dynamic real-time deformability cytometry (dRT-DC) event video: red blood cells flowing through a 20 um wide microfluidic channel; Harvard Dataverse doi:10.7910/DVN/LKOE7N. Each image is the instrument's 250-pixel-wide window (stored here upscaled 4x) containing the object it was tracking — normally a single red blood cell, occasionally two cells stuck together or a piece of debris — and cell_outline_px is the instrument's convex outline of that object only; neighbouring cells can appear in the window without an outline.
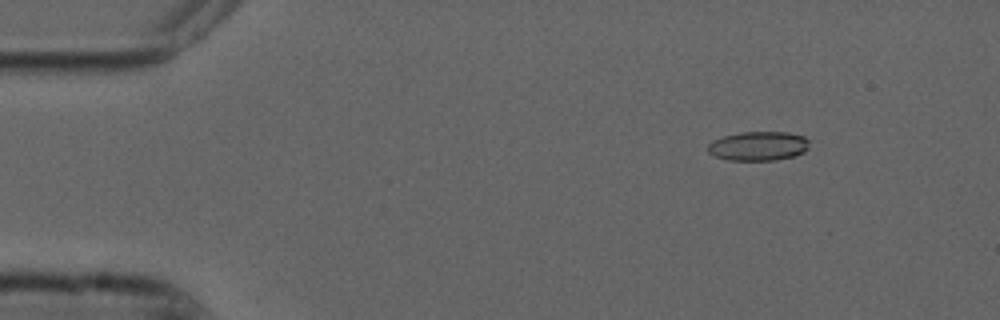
{"species": "common noctule bat (a hibernating species)", "species_latin": "Nyctalus noctula", "temperature_condition": "cold", "stored_images_in_passage": 49, "camera_frame_rate_fps": 3000, "um_per_image_px": 0.085, "animal": {"sex": "male", "forearm_length_mm": 52.5}, "frame": {"image": 1, "passage_image": 1, "time_ms": 0.0, "image_size_px": [1000, 320], "cell_outline_px": [[808, 148], [804, 152], [796, 156], [776, 160], [728, 160], [716, 156], [708, 152], [708, 144], [712, 140], [724, 136], [740, 132], [788, 132], [804, 136], [808, 140]], "centroid_in_image_um": [64.47, 12.41], "position_along_channel_um": 20.5, "area_um2": 17.34}}
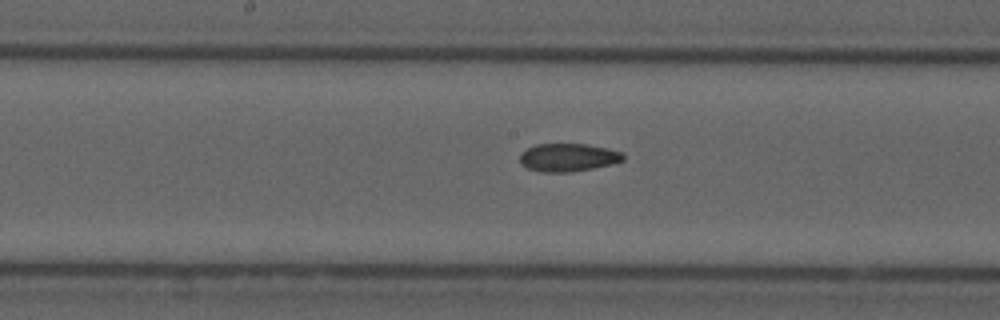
{"frame": {"image": 2, "passage_image": 22, "time_ms": 7.0, "image_size_px": [1000, 320], "cell_outline_px": [[624, 160], [612, 164], [592, 168], [568, 172], [544, 172], [528, 168], [520, 164], [520, 152], [536, 144], [588, 144], [608, 148], [624, 152]], "centroid_in_image_um": [48.3, 13.37], "position_along_channel_um": 199.9, "area_um2": 16.94}}
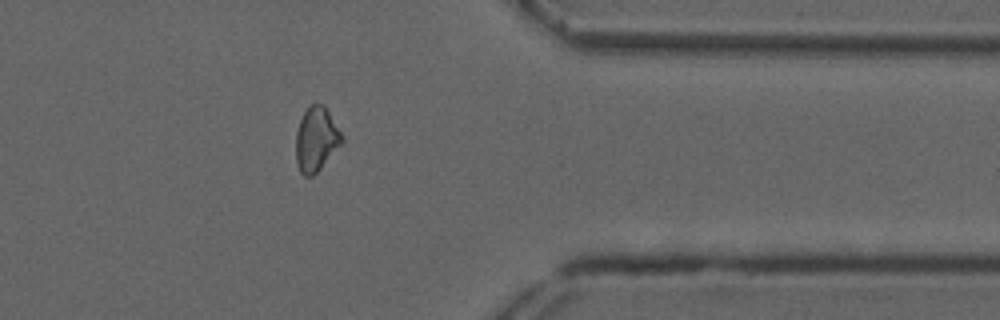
{"frame": {"image": 3, "passage_image": 38, "time_ms": 12.333, "image_size_px": [1000, 320], "cell_outline_px": [[344, 140], [320, 168], [312, 176], [304, 176], [300, 172], [296, 160], [296, 132], [300, 120], [304, 112], [312, 104], [324, 104], [340, 132]], "centroid_in_image_um": [26.86, 11.83], "position_along_channel_um": 384.5, "area_um2": 16.82}, "authors_computed_cell_mechanics": {"area_um2": 17.2822, "velocity_mm_per_s": 3.7477, "shape_relaxation_time_tau1_ms": null, "shape_relaxation_time_tau2_ms": 5.0212, "deformation_change_tau1": null, "deformation_change_tau2": 0.1182}}